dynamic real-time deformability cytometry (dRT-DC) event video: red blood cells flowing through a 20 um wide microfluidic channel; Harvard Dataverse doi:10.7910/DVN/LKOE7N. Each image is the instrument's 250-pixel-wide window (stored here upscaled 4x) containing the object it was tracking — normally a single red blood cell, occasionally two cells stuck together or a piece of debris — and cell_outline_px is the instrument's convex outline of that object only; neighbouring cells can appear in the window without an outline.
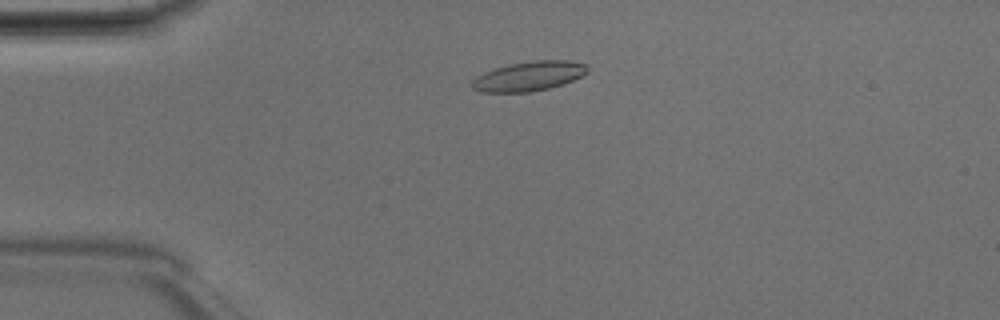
{"species": "Egyptian fruit bat (a non-hibernating species)", "species_latin": "Rousettus aegyptiacus", "temperature_condition": "room temperature", "stored_images_in_passage": 46, "camera_frame_rate_fps": 3000, "um_per_image_px": 0.085, "animal": {"sex": "male"}, "frame": {"image": 1, "passage_image": 9, "time_ms": 2.667, "image_size_px": [1000, 320], "cell_outline_px": [[588, 72], [572, 80], [548, 88], [528, 92], [480, 92], [472, 88], [472, 80], [476, 76], [484, 72], [496, 68], [512, 64], [532, 60], [568, 60], [588, 64]], "centroid_in_image_um": [44.95, 6.46], "position_along_channel_um": 40.0, "area_um2": 19.71}}
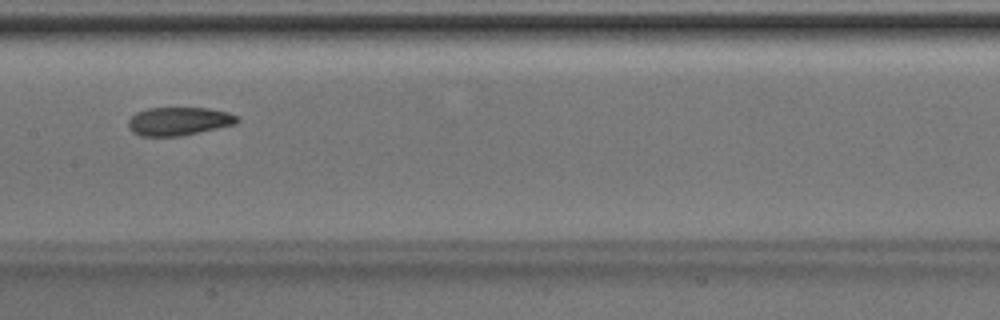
{"frame": {"image": 2, "passage_image": 22, "time_ms": 7.0, "image_size_px": [1000, 320], "cell_outline_px": [[240, 120], [236, 124], [180, 136], [140, 136], [132, 132], [128, 128], [128, 120], [136, 112], [148, 108], [208, 108], [228, 112], [236, 116]], "centroid_in_image_um": [15.17, 10.3], "position_along_channel_um": 192.2, "area_um2": 17.98}}
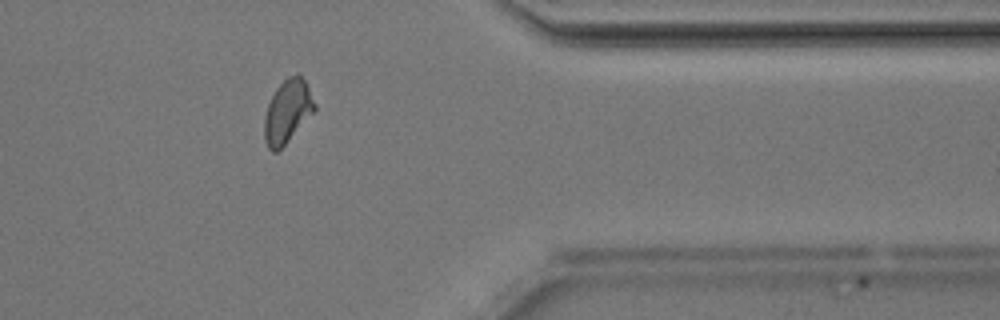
{"frame": {"image": 3, "passage_image": 37, "time_ms": 12.0, "image_size_px": [1000, 320], "cell_outline_px": [[316, 108], [284, 144], [276, 152], [272, 152], [268, 148], [264, 140], [264, 116], [268, 104], [276, 88], [288, 76], [296, 72], [308, 84], [316, 104]], "centroid_in_image_um": [24.42, 9.43], "position_along_channel_um": 387.0, "area_um2": 18.26}, "authors_computed_cell_mechanics": {"area_um2": 18.5249, "velocity_mm_per_s": 4.2127, "shape_relaxation_time_tau1_ms": null, "shape_relaxation_time_tau2_ms": 1.7732, "deformation_change_tau1": null, "deformation_change_tau2": 0.0773}}